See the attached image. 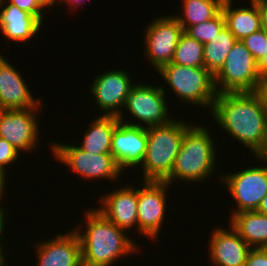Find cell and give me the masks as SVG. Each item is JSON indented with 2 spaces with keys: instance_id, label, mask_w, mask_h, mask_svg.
<instances>
[{
  "instance_id": "cell-25",
  "label": "cell",
  "mask_w": 267,
  "mask_h": 266,
  "mask_svg": "<svg viewBox=\"0 0 267 266\" xmlns=\"http://www.w3.org/2000/svg\"><path fill=\"white\" fill-rule=\"evenodd\" d=\"M172 63L189 67H204V44L183 32Z\"/></svg>"
},
{
  "instance_id": "cell-26",
  "label": "cell",
  "mask_w": 267,
  "mask_h": 266,
  "mask_svg": "<svg viewBox=\"0 0 267 266\" xmlns=\"http://www.w3.org/2000/svg\"><path fill=\"white\" fill-rule=\"evenodd\" d=\"M225 26V17L221 10L214 18L187 27L184 32L200 43L207 44L213 41Z\"/></svg>"
},
{
  "instance_id": "cell-8",
  "label": "cell",
  "mask_w": 267,
  "mask_h": 266,
  "mask_svg": "<svg viewBox=\"0 0 267 266\" xmlns=\"http://www.w3.org/2000/svg\"><path fill=\"white\" fill-rule=\"evenodd\" d=\"M165 90L162 86H154L153 84L134 85L130 91L124 108H127L132 118L137 120L135 123L120 115V122L143 128L164 125L171 122L174 117H170L168 113V102L165 98ZM167 102V103H166ZM125 119V121H123ZM140 121V122H138Z\"/></svg>"
},
{
  "instance_id": "cell-39",
  "label": "cell",
  "mask_w": 267,
  "mask_h": 266,
  "mask_svg": "<svg viewBox=\"0 0 267 266\" xmlns=\"http://www.w3.org/2000/svg\"><path fill=\"white\" fill-rule=\"evenodd\" d=\"M3 239L2 240H0V266H7L6 264L7 263H5L6 261V256H5V252H6V250H4V244H2L3 242ZM5 251V252H4Z\"/></svg>"
},
{
  "instance_id": "cell-11",
  "label": "cell",
  "mask_w": 267,
  "mask_h": 266,
  "mask_svg": "<svg viewBox=\"0 0 267 266\" xmlns=\"http://www.w3.org/2000/svg\"><path fill=\"white\" fill-rule=\"evenodd\" d=\"M142 188L137 189L138 199V231L149 237L151 241L158 238L167 208V190L170 185L166 181H142Z\"/></svg>"
},
{
  "instance_id": "cell-17",
  "label": "cell",
  "mask_w": 267,
  "mask_h": 266,
  "mask_svg": "<svg viewBox=\"0 0 267 266\" xmlns=\"http://www.w3.org/2000/svg\"><path fill=\"white\" fill-rule=\"evenodd\" d=\"M102 197L100 205L96 208L110 222L117 227L127 230L132 227L138 228V199L137 189L131 185L122 189L118 188Z\"/></svg>"
},
{
  "instance_id": "cell-35",
  "label": "cell",
  "mask_w": 267,
  "mask_h": 266,
  "mask_svg": "<svg viewBox=\"0 0 267 266\" xmlns=\"http://www.w3.org/2000/svg\"><path fill=\"white\" fill-rule=\"evenodd\" d=\"M2 198H4V197H0V200H2ZM5 212H6L5 208L2 205H0V240L3 238L2 237L4 235L3 232L5 230L4 225H6L5 224V222H6L5 218H6L7 214H5Z\"/></svg>"
},
{
  "instance_id": "cell-7",
  "label": "cell",
  "mask_w": 267,
  "mask_h": 266,
  "mask_svg": "<svg viewBox=\"0 0 267 266\" xmlns=\"http://www.w3.org/2000/svg\"><path fill=\"white\" fill-rule=\"evenodd\" d=\"M50 147L54 159L63 162L71 171L80 177L90 180L107 179L118 181L123 174L111 153L90 154L82 150L79 145L53 142Z\"/></svg>"
},
{
  "instance_id": "cell-23",
  "label": "cell",
  "mask_w": 267,
  "mask_h": 266,
  "mask_svg": "<svg viewBox=\"0 0 267 266\" xmlns=\"http://www.w3.org/2000/svg\"><path fill=\"white\" fill-rule=\"evenodd\" d=\"M224 0H182V14L175 15L183 30L214 18L222 8ZM184 16V17H183Z\"/></svg>"
},
{
  "instance_id": "cell-5",
  "label": "cell",
  "mask_w": 267,
  "mask_h": 266,
  "mask_svg": "<svg viewBox=\"0 0 267 266\" xmlns=\"http://www.w3.org/2000/svg\"><path fill=\"white\" fill-rule=\"evenodd\" d=\"M157 72L184 105L192 103L203 109L209 108L211 112L217 91L214 76L206 68L171 62L162 66Z\"/></svg>"
},
{
  "instance_id": "cell-15",
  "label": "cell",
  "mask_w": 267,
  "mask_h": 266,
  "mask_svg": "<svg viewBox=\"0 0 267 266\" xmlns=\"http://www.w3.org/2000/svg\"><path fill=\"white\" fill-rule=\"evenodd\" d=\"M37 243V266H83L81 242L74 229Z\"/></svg>"
},
{
  "instance_id": "cell-29",
  "label": "cell",
  "mask_w": 267,
  "mask_h": 266,
  "mask_svg": "<svg viewBox=\"0 0 267 266\" xmlns=\"http://www.w3.org/2000/svg\"><path fill=\"white\" fill-rule=\"evenodd\" d=\"M21 153L5 139L0 138V169L4 172L6 167L18 161Z\"/></svg>"
},
{
  "instance_id": "cell-10",
  "label": "cell",
  "mask_w": 267,
  "mask_h": 266,
  "mask_svg": "<svg viewBox=\"0 0 267 266\" xmlns=\"http://www.w3.org/2000/svg\"><path fill=\"white\" fill-rule=\"evenodd\" d=\"M144 56L155 71L172 62L180 36L184 32L174 15L156 17L146 26Z\"/></svg>"
},
{
  "instance_id": "cell-2",
  "label": "cell",
  "mask_w": 267,
  "mask_h": 266,
  "mask_svg": "<svg viewBox=\"0 0 267 266\" xmlns=\"http://www.w3.org/2000/svg\"><path fill=\"white\" fill-rule=\"evenodd\" d=\"M86 230L74 228L81 242L83 266H111L126 255L138 252V244L96 208L85 211ZM81 228V229H80Z\"/></svg>"
},
{
  "instance_id": "cell-31",
  "label": "cell",
  "mask_w": 267,
  "mask_h": 266,
  "mask_svg": "<svg viewBox=\"0 0 267 266\" xmlns=\"http://www.w3.org/2000/svg\"><path fill=\"white\" fill-rule=\"evenodd\" d=\"M255 93L260 98L263 108L267 112V78L260 80L255 90Z\"/></svg>"
},
{
  "instance_id": "cell-19",
  "label": "cell",
  "mask_w": 267,
  "mask_h": 266,
  "mask_svg": "<svg viewBox=\"0 0 267 266\" xmlns=\"http://www.w3.org/2000/svg\"><path fill=\"white\" fill-rule=\"evenodd\" d=\"M5 2L0 0V30L5 38L22 43L38 35L42 22L10 2L5 6Z\"/></svg>"
},
{
  "instance_id": "cell-36",
  "label": "cell",
  "mask_w": 267,
  "mask_h": 266,
  "mask_svg": "<svg viewBox=\"0 0 267 266\" xmlns=\"http://www.w3.org/2000/svg\"><path fill=\"white\" fill-rule=\"evenodd\" d=\"M254 156H256L260 162H261V160H262V162L264 160V163H265V160L267 162V140L263 143L262 148ZM266 165H267V163H266Z\"/></svg>"
},
{
  "instance_id": "cell-34",
  "label": "cell",
  "mask_w": 267,
  "mask_h": 266,
  "mask_svg": "<svg viewBox=\"0 0 267 266\" xmlns=\"http://www.w3.org/2000/svg\"><path fill=\"white\" fill-rule=\"evenodd\" d=\"M51 2V7L55 4V6L58 4L60 5L61 3H66L70 7V9H75V8H80L79 6L84 3V0H50ZM57 2V4H56Z\"/></svg>"
},
{
  "instance_id": "cell-1",
  "label": "cell",
  "mask_w": 267,
  "mask_h": 266,
  "mask_svg": "<svg viewBox=\"0 0 267 266\" xmlns=\"http://www.w3.org/2000/svg\"><path fill=\"white\" fill-rule=\"evenodd\" d=\"M210 113L224 132L253 155L267 140V112L255 92L217 94Z\"/></svg>"
},
{
  "instance_id": "cell-12",
  "label": "cell",
  "mask_w": 267,
  "mask_h": 266,
  "mask_svg": "<svg viewBox=\"0 0 267 266\" xmlns=\"http://www.w3.org/2000/svg\"><path fill=\"white\" fill-rule=\"evenodd\" d=\"M130 76L125 70L115 69L95 77L89 91L97 107L103 111L102 115L117 117L122 115L124 112L122 109L134 86Z\"/></svg>"
},
{
  "instance_id": "cell-27",
  "label": "cell",
  "mask_w": 267,
  "mask_h": 266,
  "mask_svg": "<svg viewBox=\"0 0 267 266\" xmlns=\"http://www.w3.org/2000/svg\"><path fill=\"white\" fill-rule=\"evenodd\" d=\"M265 41H267V32L263 29L252 33L242 40L243 44L251 52L256 62L261 60L265 55Z\"/></svg>"
},
{
  "instance_id": "cell-24",
  "label": "cell",
  "mask_w": 267,
  "mask_h": 266,
  "mask_svg": "<svg viewBox=\"0 0 267 266\" xmlns=\"http://www.w3.org/2000/svg\"><path fill=\"white\" fill-rule=\"evenodd\" d=\"M236 41L235 36L225 26L213 41L204 44V68L213 76L223 66Z\"/></svg>"
},
{
  "instance_id": "cell-20",
  "label": "cell",
  "mask_w": 267,
  "mask_h": 266,
  "mask_svg": "<svg viewBox=\"0 0 267 266\" xmlns=\"http://www.w3.org/2000/svg\"><path fill=\"white\" fill-rule=\"evenodd\" d=\"M250 2V8L240 6L232 9L233 0L223 1L221 10L225 17L226 27L237 41H242L245 37L261 29L258 4L255 0Z\"/></svg>"
},
{
  "instance_id": "cell-22",
  "label": "cell",
  "mask_w": 267,
  "mask_h": 266,
  "mask_svg": "<svg viewBox=\"0 0 267 266\" xmlns=\"http://www.w3.org/2000/svg\"><path fill=\"white\" fill-rule=\"evenodd\" d=\"M119 123L117 116L99 115L91 122L79 147L92 155L111 153L112 135Z\"/></svg>"
},
{
  "instance_id": "cell-6",
  "label": "cell",
  "mask_w": 267,
  "mask_h": 266,
  "mask_svg": "<svg viewBox=\"0 0 267 266\" xmlns=\"http://www.w3.org/2000/svg\"><path fill=\"white\" fill-rule=\"evenodd\" d=\"M260 82L257 62L242 41H236L221 69L214 75L217 94L255 92Z\"/></svg>"
},
{
  "instance_id": "cell-13",
  "label": "cell",
  "mask_w": 267,
  "mask_h": 266,
  "mask_svg": "<svg viewBox=\"0 0 267 266\" xmlns=\"http://www.w3.org/2000/svg\"><path fill=\"white\" fill-rule=\"evenodd\" d=\"M39 110L40 108L2 110L0 138L5 139L19 152L27 153L34 150L40 142L36 117V112Z\"/></svg>"
},
{
  "instance_id": "cell-4",
  "label": "cell",
  "mask_w": 267,
  "mask_h": 266,
  "mask_svg": "<svg viewBox=\"0 0 267 266\" xmlns=\"http://www.w3.org/2000/svg\"><path fill=\"white\" fill-rule=\"evenodd\" d=\"M180 119L146 128L147 148L142 181H165L171 174L185 131L191 126Z\"/></svg>"
},
{
  "instance_id": "cell-14",
  "label": "cell",
  "mask_w": 267,
  "mask_h": 266,
  "mask_svg": "<svg viewBox=\"0 0 267 266\" xmlns=\"http://www.w3.org/2000/svg\"><path fill=\"white\" fill-rule=\"evenodd\" d=\"M147 148L146 128L120 122L112 135L111 154L119 167L138 168L144 160Z\"/></svg>"
},
{
  "instance_id": "cell-32",
  "label": "cell",
  "mask_w": 267,
  "mask_h": 266,
  "mask_svg": "<svg viewBox=\"0 0 267 266\" xmlns=\"http://www.w3.org/2000/svg\"><path fill=\"white\" fill-rule=\"evenodd\" d=\"M260 13L261 29L267 32V0H255Z\"/></svg>"
},
{
  "instance_id": "cell-37",
  "label": "cell",
  "mask_w": 267,
  "mask_h": 266,
  "mask_svg": "<svg viewBox=\"0 0 267 266\" xmlns=\"http://www.w3.org/2000/svg\"><path fill=\"white\" fill-rule=\"evenodd\" d=\"M6 173H4L1 169H0V197H4V195L6 194L5 192V186H7L5 184L6 181Z\"/></svg>"
},
{
  "instance_id": "cell-21",
  "label": "cell",
  "mask_w": 267,
  "mask_h": 266,
  "mask_svg": "<svg viewBox=\"0 0 267 266\" xmlns=\"http://www.w3.org/2000/svg\"><path fill=\"white\" fill-rule=\"evenodd\" d=\"M229 223L251 248H267V215L257 211L234 214Z\"/></svg>"
},
{
  "instance_id": "cell-16",
  "label": "cell",
  "mask_w": 267,
  "mask_h": 266,
  "mask_svg": "<svg viewBox=\"0 0 267 266\" xmlns=\"http://www.w3.org/2000/svg\"><path fill=\"white\" fill-rule=\"evenodd\" d=\"M20 71L7 59L0 58V106L3 110L40 108L42 99H35Z\"/></svg>"
},
{
  "instance_id": "cell-9",
  "label": "cell",
  "mask_w": 267,
  "mask_h": 266,
  "mask_svg": "<svg viewBox=\"0 0 267 266\" xmlns=\"http://www.w3.org/2000/svg\"><path fill=\"white\" fill-rule=\"evenodd\" d=\"M223 173L219 181L223 182L229 194L235 199L236 207L233 208L231 217L244 211H257L262 199L267 194V167L253 166L236 173Z\"/></svg>"
},
{
  "instance_id": "cell-33",
  "label": "cell",
  "mask_w": 267,
  "mask_h": 266,
  "mask_svg": "<svg viewBox=\"0 0 267 266\" xmlns=\"http://www.w3.org/2000/svg\"><path fill=\"white\" fill-rule=\"evenodd\" d=\"M257 71L260 80L267 78V41H265V55L257 62Z\"/></svg>"
},
{
  "instance_id": "cell-18",
  "label": "cell",
  "mask_w": 267,
  "mask_h": 266,
  "mask_svg": "<svg viewBox=\"0 0 267 266\" xmlns=\"http://www.w3.org/2000/svg\"><path fill=\"white\" fill-rule=\"evenodd\" d=\"M219 226L213 229L209 244V258L214 266H244L251 247L238 232ZM212 259V260H211Z\"/></svg>"
},
{
  "instance_id": "cell-28",
  "label": "cell",
  "mask_w": 267,
  "mask_h": 266,
  "mask_svg": "<svg viewBox=\"0 0 267 266\" xmlns=\"http://www.w3.org/2000/svg\"><path fill=\"white\" fill-rule=\"evenodd\" d=\"M10 3L17 6L22 11H26L31 15L36 16L43 23V9L46 8L50 12L53 8H51L50 0H8ZM49 7L51 9H49Z\"/></svg>"
},
{
  "instance_id": "cell-3",
  "label": "cell",
  "mask_w": 267,
  "mask_h": 266,
  "mask_svg": "<svg viewBox=\"0 0 267 266\" xmlns=\"http://www.w3.org/2000/svg\"><path fill=\"white\" fill-rule=\"evenodd\" d=\"M185 131L180 149L174 160L170 176L165 180L170 186L175 181L203 183L216 169V147L209 128L192 125ZM178 179V180H177Z\"/></svg>"
},
{
  "instance_id": "cell-30",
  "label": "cell",
  "mask_w": 267,
  "mask_h": 266,
  "mask_svg": "<svg viewBox=\"0 0 267 266\" xmlns=\"http://www.w3.org/2000/svg\"><path fill=\"white\" fill-rule=\"evenodd\" d=\"M244 266H267V248H251Z\"/></svg>"
},
{
  "instance_id": "cell-38",
  "label": "cell",
  "mask_w": 267,
  "mask_h": 266,
  "mask_svg": "<svg viewBox=\"0 0 267 266\" xmlns=\"http://www.w3.org/2000/svg\"><path fill=\"white\" fill-rule=\"evenodd\" d=\"M257 212L267 215V194L266 196L262 199L259 207L257 208Z\"/></svg>"
}]
</instances>
